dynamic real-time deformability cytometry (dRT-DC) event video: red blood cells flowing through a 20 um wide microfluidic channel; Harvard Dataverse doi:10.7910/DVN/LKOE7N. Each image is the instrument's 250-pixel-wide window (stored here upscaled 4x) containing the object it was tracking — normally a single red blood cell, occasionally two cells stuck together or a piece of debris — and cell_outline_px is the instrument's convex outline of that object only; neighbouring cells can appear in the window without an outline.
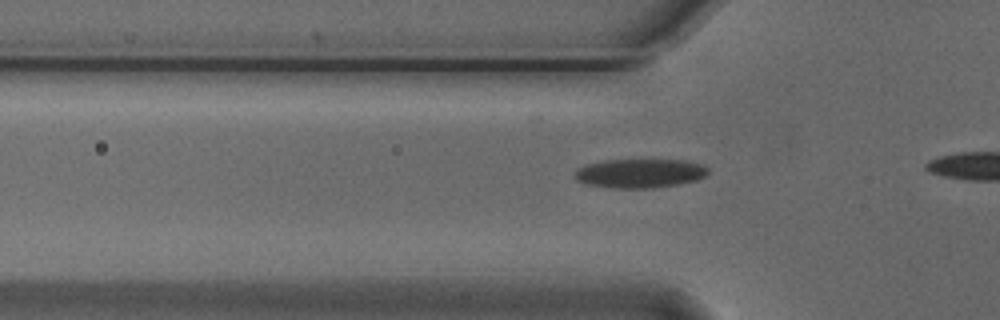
{"species": "Egyptian fruit bat (a non-hibernating species)", "species_latin": "Rousettus aegyptiacus", "temperature_condition": "cold", "stored_images_in_passage": 11, "camera_frame_rate_fps": 3000, "um_per_image_px": 0.085, "animal": {"sex": "male"}, "frame": {"image": 1, "passage_image": 8, "time_ms": 2.333, "image_size_px": [1000, 320], "cell_outline_px": [[708, 172], [704, 176], [696, 180], [676, 184], [652, 188], [612, 188], [584, 184], [576, 180], [576, 168], [584, 164], [604, 160], [640, 156], [684, 160], [704, 164], [708, 168]], "centroid_in_image_um": [54.37, 14.66], "position_along_channel_um": 71.4, "area_um2": 23.81}}